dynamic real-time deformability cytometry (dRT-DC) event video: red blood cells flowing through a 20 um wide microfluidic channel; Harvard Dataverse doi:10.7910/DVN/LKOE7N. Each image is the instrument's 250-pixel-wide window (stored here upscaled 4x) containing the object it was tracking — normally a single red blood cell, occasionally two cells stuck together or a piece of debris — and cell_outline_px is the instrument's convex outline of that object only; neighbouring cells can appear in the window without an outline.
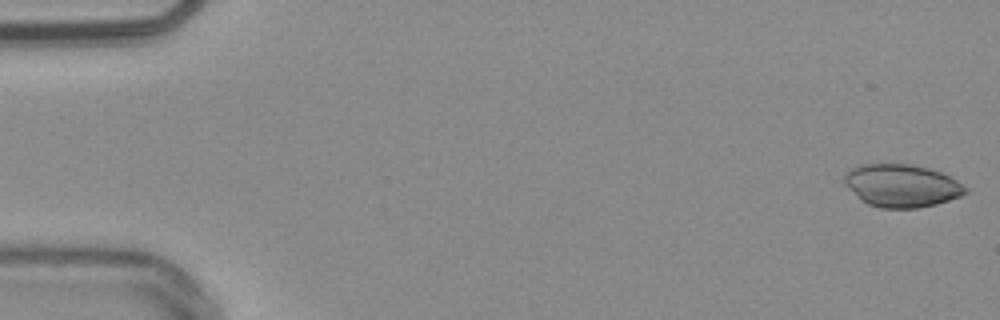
{"species": "common noctule bat (a hibernating species)", "species_latin": "Nyctalus noctula", "temperature_condition": "warm", "stored_images_in_passage": 53, "camera_frame_rate_fps": 3000, "um_per_image_px": 0.085, "animal": {"sex": "male", "body_mass_g": 20.4}, "frame": {"image": 1, "passage_image": 1, "time_ms": 0.0, "image_size_px": [1000, 320], "cell_outline_px": [[968, 192], [960, 196], [936, 204], [916, 208], [880, 208], [868, 204], [860, 200], [844, 184], [844, 176], [852, 168], [860, 164], [912, 164], [928, 168], [940, 172], [956, 180], [968, 188]], "centroid_in_image_um": [76.63, 15.78], "position_along_channel_um": 8.4, "area_um2": 30.11}}
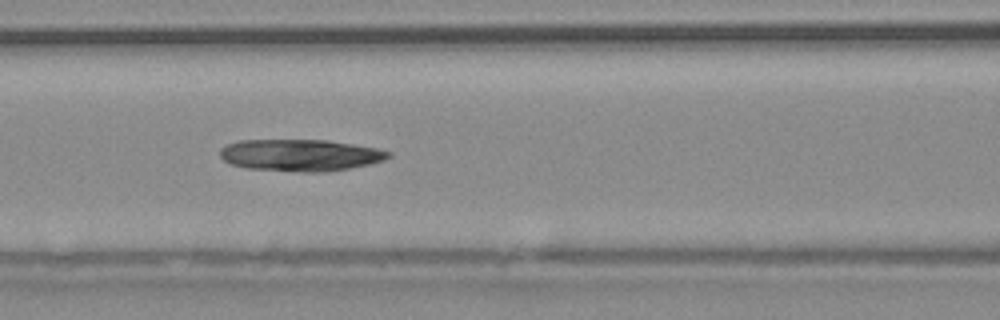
{"frame": {"image": 2, "passage_image": 23, "time_ms": 7.333, "image_size_px": [1000, 320], "cell_outline_px": [[392, 156], [384, 160], [372, 164], [324, 172], [300, 172], [248, 168], [232, 164], [224, 160], [220, 156], [220, 148], [228, 144], [240, 140], [328, 140], [376, 148], [392, 152]], "centroid_in_image_um": [25.56, 13.19], "position_along_channel_um": 141.0, "area_um2": 31.21}}
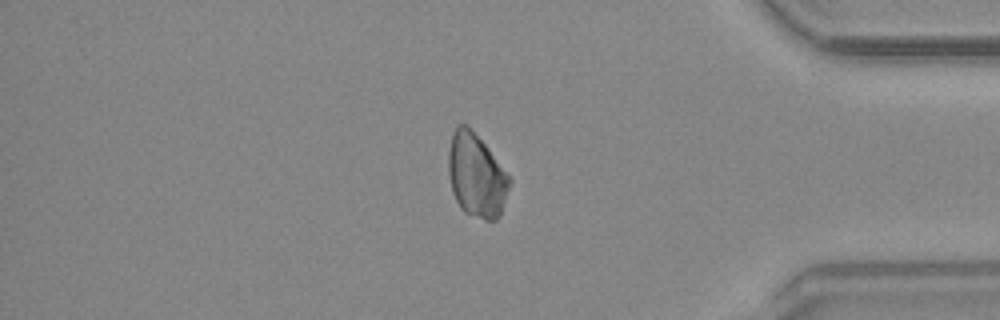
{"frame": {"image": 3, "passage_image": 45, "time_ms": 14.667, "image_size_px": [1000, 320], "cell_outline_px": [[512, 184], [500, 216], [496, 220], [484, 220], [464, 212], [460, 208], [452, 192], [448, 172], [448, 152], [452, 132], [456, 124], [468, 124], [488, 148], [512, 180]], "centroid_in_image_um": [40.49, 14.91], "position_along_channel_um": 394.7, "area_um2": 30.17}}